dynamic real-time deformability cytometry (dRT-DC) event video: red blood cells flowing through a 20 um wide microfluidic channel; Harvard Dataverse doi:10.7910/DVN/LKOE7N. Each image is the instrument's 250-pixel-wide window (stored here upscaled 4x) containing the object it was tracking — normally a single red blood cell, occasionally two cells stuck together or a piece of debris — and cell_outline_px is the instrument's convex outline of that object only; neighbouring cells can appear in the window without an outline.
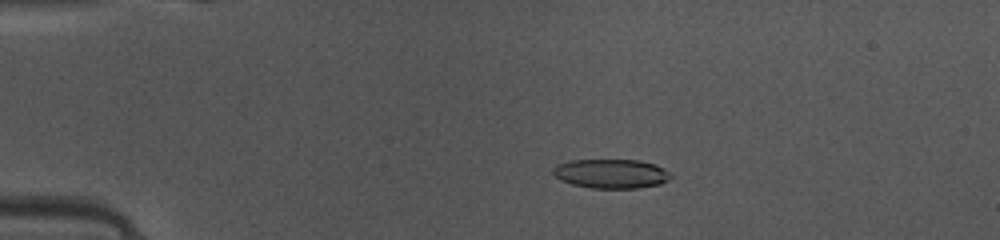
{"species": "common noctule bat (a hibernating species)", "species_latin": "Nyctalus noctula", "temperature_condition": "warm", "stored_images_in_passage": 48, "camera_frame_rate_fps": 3000, "um_per_image_px": 0.085, "animal": {"sex": "female", "body_mass_g": 10.0, "forearm_length_mm": 53.1}, "frame": {"image": 1, "passage_image": 10, "time_ms": 3.0, "image_size_px": [1000, 240], "cell_outline_px": [[672, 176], [668, 180], [660, 184], [636, 188], [592, 188], [572, 184], [560, 180], [552, 172], [552, 168], [568, 160], [640, 160], [656, 164], [668, 172]], "centroid_in_image_um": [51.94, 14.76], "position_along_channel_um": 33.1, "area_um2": 20.0}}
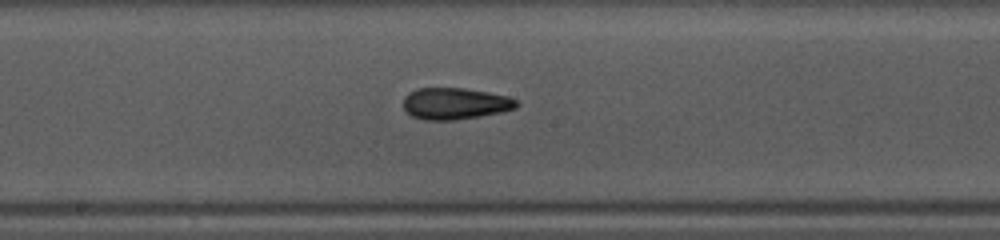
{"frame": {"image": 2, "passage_image": 26, "time_ms": 8.333, "image_size_px": [1000, 240], "cell_outline_px": [[520, 104], [516, 108], [500, 112], [480, 116], [456, 120], [424, 120], [412, 116], [404, 108], [404, 96], [408, 92], [416, 88], [464, 88], [488, 92], [508, 96], [516, 100]], "centroid_in_image_um": [38.68, 8.8], "position_along_channel_um": 209.5, "area_um2": 20.92}}
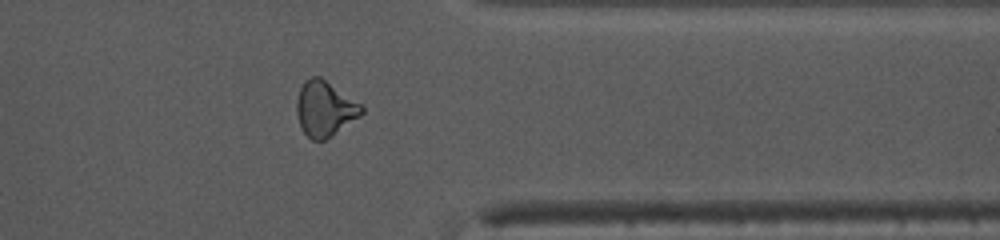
{"frame": {"image": 3, "passage_image": 39, "time_ms": 12.667, "image_size_px": [1000, 240], "cell_outline_px": [[364, 112], [360, 116], [324, 140], [312, 140], [304, 132], [300, 124], [296, 112], [296, 104], [300, 88], [304, 80], [312, 76], [320, 76], [360, 104], [364, 108]], "centroid_in_image_um": [27.59, 9.22], "position_along_channel_um": 383.8, "area_um2": 20.52}, "authors_computed_cell_mechanics": {"area_um2": 20.519, "velocity_mm_per_s": 4.1561, "shape_relaxation_time_tau1_ms": 8.7922, "shape_relaxation_time_tau2_ms": 2.104, "deformation_change_tau1": 0.1831, "deformation_change_tau2": 0.0988}}